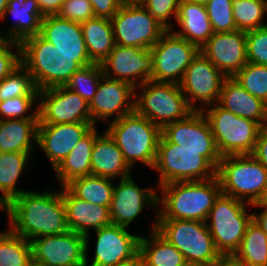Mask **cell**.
Masks as SVG:
<instances>
[{
	"mask_svg": "<svg viewBox=\"0 0 267 266\" xmlns=\"http://www.w3.org/2000/svg\"><path fill=\"white\" fill-rule=\"evenodd\" d=\"M8 214L9 230L26 240L69 231L62 188L58 192L24 191L4 208Z\"/></svg>",
	"mask_w": 267,
	"mask_h": 266,
	"instance_id": "6da1fadb",
	"label": "cell"
},
{
	"mask_svg": "<svg viewBox=\"0 0 267 266\" xmlns=\"http://www.w3.org/2000/svg\"><path fill=\"white\" fill-rule=\"evenodd\" d=\"M19 44L21 64L38 90L65 86L78 69L93 63L89 55L60 52L40 34L27 37Z\"/></svg>",
	"mask_w": 267,
	"mask_h": 266,
	"instance_id": "7a4b0ae2",
	"label": "cell"
},
{
	"mask_svg": "<svg viewBox=\"0 0 267 266\" xmlns=\"http://www.w3.org/2000/svg\"><path fill=\"white\" fill-rule=\"evenodd\" d=\"M161 209L156 219L196 220L206 222L215 200L221 192L216 177L204 181L173 182L159 186Z\"/></svg>",
	"mask_w": 267,
	"mask_h": 266,
	"instance_id": "3957f363",
	"label": "cell"
},
{
	"mask_svg": "<svg viewBox=\"0 0 267 266\" xmlns=\"http://www.w3.org/2000/svg\"><path fill=\"white\" fill-rule=\"evenodd\" d=\"M216 176L222 194L250 205L261 202L267 191V170L251 154L222 156Z\"/></svg>",
	"mask_w": 267,
	"mask_h": 266,
	"instance_id": "277c9868",
	"label": "cell"
},
{
	"mask_svg": "<svg viewBox=\"0 0 267 266\" xmlns=\"http://www.w3.org/2000/svg\"><path fill=\"white\" fill-rule=\"evenodd\" d=\"M132 168L139 161L153 169L161 129L136 111L111 121L106 129Z\"/></svg>",
	"mask_w": 267,
	"mask_h": 266,
	"instance_id": "5b68a950",
	"label": "cell"
},
{
	"mask_svg": "<svg viewBox=\"0 0 267 266\" xmlns=\"http://www.w3.org/2000/svg\"><path fill=\"white\" fill-rule=\"evenodd\" d=\"M156 230L176 247L187 263L214 266L217 251L206 222L196 220L156 219Z\"/></svg>",
	"mask_w": 267,
	"mask_h": 266,
	"instance_id": "8992f818",
	"label": "cell"
},
{
	"mask_svg": "<svg viewBox=\"0 0 267 266\" xmlns=\"http://www.w3.org/2000/svg\"><path fill=\"white\" fill-rule=\"evenodd\" d=\"M153 169L160 175L159 186L216 177V168L204 157V150L182 149L170 143L162 134Z\"/></svg>",
	"mask_w": 267,
	"mask_h": 266,
	"instance_id": "52a82bcc",
	"label": "cell"
},
{
	"mask_svg": "<svg viewBox=\"0 0 267 266\" xmlns=\"http://www.w3.org/2000/svg\"><path fill=\"white\" fill-rule=\"evenodd\" d=\"M135 111L161 130L168 124L185 119L193 110L188 106L180 84L152 80L135 88Z\"/></svg>",
	"mask_w": 267,
	"mask_h": 266,
	"instance_id": "ba28073f",
	"label": "cell"
},
{
	"mask_svg": "<svg viewBox=\"0 0 267 266\" xmlns=\"http://www.w3.org/2000/svg\"><path fill=\"white\" fill-rule=\"evenodd\" d=\"M246 205L250 206L222 193L215 200L206 224L221 255H234L238 250L252 220V213L246 212Z\"/></svg>",
	"mask_w": 267,
	"mask_h": 266,
	"instance_id": "9c48e42d",
	"label": "cell"
},
{
	"mask_svg": "<svg viewBox=\"0 0 267 266\" xmlns=\"http://www.w3.org/2000/svg\"><path fill=\"white\" fill-rule=\"evenodd\" d=\"M215 105L202 112L209 121L221 156L252 154L262 126Z\"/></svg>",
	"mask_w": 267,
	"mask_h": 266,
	"instance_id": "30bf717a",
	"label": "cell"
},
{
	"mask_svg": "<svg viewBox=\"0 0 267 266\" xmlns=\"http://www.w3.org/2000/svg\"><path fill=\"white\" fill-rule=\"evenodd\" d=\"M110 21L121 46L151 49L167 31L141 3L124 1Z\"/></svg>",
	"mask_w": 267,
	"mask_h": 266,
	"instance_id": "8fae6325",
	"label": "cell"
},
{
	"mask_svg": "<svg viewBox=\"0 0 267 266\" xmlns=\"http://www.w3.org/2000/svg\"><path fill=\"white\" fill-rule=\"evenodd\" d=\"M167 30L150 49L153 56L151 80L180 84L187 67L200 49L185 38Z\"/></svg>",
	"mask_w": 267,
	"mask_h": 266,
	"instance_id": "7c38bea8",
	"label": "cell"
},
{
	"mask_svg": "<svg viewBox=\"0 0 267 266\" xmlns=\"http://www.w3.org/2000/svg\"><path fill=\"white\" fill-rule=\"evenodd\" d=\"M161 134L182 149L204 150V157L217 169L222 156L202 111H193L185 119L166 125Z\"/></svg>",
	"mask_w": 267,
	"mask_h": 266,
	"instance_id": "4fadbf2b",
	"label": "cell"
},
{
	"mask_svg": "<svg viewBox=\"0 0 267 266\" xmlns=\"http://www.w3.org/2000/svg\"><path fill=\"white\" fill-rule=\"evenodd\" d=\"M33 262L42 266H86L85 236L67 231L30 241Z\"/></svg>",
	"mask_w": 267,
	"mask_h": 266,
	"instance_id": "5bb4252c",
	"label": "cell"
},
{
	"mask_svg": "<svg viewBox=\"0 0 267 266\" xmlns=\"http://www.w3.org/2000/svg\"><path fill=\"white\" fill-rule=\"evenodd\" d=\"M227 77L219 71L200 51L187 67L180 83L182 93L188 106L193 111H202L196 108V101L213 106L219 101L224 80ZM189 94V95H188ZM190 96V97H189ZM214 100V101H213Z\"/></svg>",
	"mask_w": 267,
	"mask_h": 266,
	"instance_id": "9a60e30c",
	"label": "cell"
},
{
	"mask_svg": "<svg viewBox=\"0 0 267 266\" xmlns=\"http://www.w3.org/2000/svg\"><path fill=\"white\" fill-rule=\"evenodd\" d=\"M38 124L93 123L89 103L65 86L39 90Z\"/></svg>",
	"mask_w": 267,
	"mask_h": 266,
	"instance_id": "2e32d148",
	"label": "cell"
},
{
	"mask_svg": "<svg viewBox=\"0 0 267 266\" xmlns=\"http://www.w3.org/2000/svg\"><path fill=\"white\" fill-rule=\"evenodd\" d=\"M101 66L106 77L136 88L151 80L153 56L150 49L115 44Z\"/></svg>",
	"mask_w": 267,
	"mask_h": 266,
	"instance_id": "e0dca14e",
	"label": "cell"
},
{
	"mask_svg": "<svg viewBox=\"0 0 267 266\" xmlns=\"http://www.w3.org/2000/svg\"><path fill=\"white\" fill-rule=\"evenodd\" d=\"M95 232L94 257L89 266H117L139 254L141 235L130 233L126 227L111 223ZM85 265L88 266V255Z\"/></svg>",
	"mask_w": 267,
	"mask_h": 266,
	"instance_id": "ac0fdd59",
	"label": "cell"
},
{
	"mask_svg": "<svg viewBox=\"0 0 267 266\" xmlns=\"http://www.w3.org/2000/svg\"><path fill=\"white\" fill-rule=\"evenodd\" d=\"M135 87L111 79L103 75L100 79L96 94L89 103V110L93 125L98 120L111 118L118 120L135 111Z\"/></svg>",
	"mask_w": 267,
	"mask_h": 266,
	"instance_id": "d6986e66",
	"label": "cell"
},
{
	"mask_svg": "<svg viewBox=\"0 0 267 266\" xmlns=\"http://www.w3.org/2000/svg\"><path fill=\"white\" fill-rule=\"evenodd\" d=\"M200 52L227 78L247 63L246 32L213 33Z\"/></svg>",
	"mask_w": 267,
	"mask_h": 266,
	"instance_id": "ffe728a7",
	"label": "cell"
},
{
	"mask_svg": "<svg viewBox=\"0 0 267 266\" xmlns=\"http://www.w3.org/2000/svg\"><path fill=\"white\" fill-rule=\"evenodd\" d=\"M109 207L112 224L129 227L142 212L144 206L158 207V196L153 188H140L132 176L117 180Z\"/></svg>",
	"mask_w": 267,
	"mask_h": 266,
	"instance_id": "44dd1931",
	"label": "cell"
},
{
	"mask_svg": "<svg viewBox=\"0 0 267 266\" xmlns=\"http://www.w3.org/2000/svg\"><path fill=\"white\" fill-rule=\"evenodd\" d=\"M93 123L38 124L37 144L55 169L92 128Z\"/></svg>",
	"mask_w": 267,
	"mask_h": 266,
	"instance_id": "7402d4cb",
	"label": "cell"
},
{
	"mask_svg": "<svg viewBox=\"0 0 267 266\" xmlns=\"http://www.w3.org/2000/svg\"><path fill=\"white\" fill-rule=\"evenodd\" d=\"M62 199L65 205L68 228L70 231L85 236L87 255L90 228L96 231L112 223L109 207L81 200L74 196L66 187H62Z\"/></svg>",
	"mask_w": 267,
	"mask_h": 266,
	"instance_id": "603a6c76",
	"label": "cell"
},
{
	"mask_svg": "<svg viewBox=\"0 0 267 266\" xmlns=\"http://www.w3.org/2000/svg\"><path fill=\"white\" fill-rule=\"evenodd\" d=\"M40 35L65 54L89 55L80 23L57 15L42 19Z\"/></svg>",
	"mask_w": 267,
	"mask_h": 266,
	"instance_id": "cb8c5ba5",
	"label": "cell"
},
{
	"mask_svg": "<svg viewBox=\"0 0 267 266\" xmlns=\"http://www.w3.org/2000/svg\"><path fill=\"white\" fill-rule=\"evenodd\" d=\"M131 169L106 130L96 136L91 155V175L122 179L131 175Z\"/></svg>",
	"mask_w": 267,
	"mask_h": 266,
	"instance_id": "d4e9b609",
	"label": "cell"
},
{
	"mask_svg": "<svg viewBox=\"0 0 267 266\" xmlns=\"http://www.w3.org/2000/svg\"><path fill=\"white\" fill-rule=\"evenodd\" d=\"M176 22L181 31L174 33L195 44L199 49L214 33L205 5L189 0L180 1Z\"/></svg>",
	"mask_w": 267,
	"mask_h": 266,
	"instance_id": "484cf974",
	"label": "cell"
},
{
	"mask_svg": "<svg viewBox=\"0 0 267 266\" xmlns=\"http://www.w3.org/2000/svg\"><path fill=\"white\" fill-rule=\"evenodd\" d=\"M10 13L15 17L12 27L4 34L8 41L20 43L27 37L40 34L41 22L45 17L39 8L37 0H8L1 20Z\"/></svg>",
	"mask_w": 267,
	"mask_h": 266,
	"instance_id": "4316f807",
	"label": "cell"
},
{
	"mask_svg": "<svg viewBox=\"0 0 267 266\" xmlns=\"http://www.w3.org/2000/svg\"><path fill=\"white\" fill-rule=\"evenodd\" d=\"M218 104L239 117L258 122L263 127L265 103L251 95L233 78L224 80Z\"/></svg>",
	"mask_w": 267,
	"mask_h": 266,
	"instance_id": "83f0119b",
	"label": "cell"
},
{
	"mask_svg": "<svg viewBox=\"0 0 267 266\" xmlns=\"http://www.w3.org/2000/svg\"><path fill=\"white\" fill-rule=\"evenodd\" d=\"M95 126L81 139L67 157L54 169L56 178L65 187L71 181L91 175V155L95 138Z\"/></svg>",
	"mask_w": 267,
	"mask_h": 266,
	"instance_id": "f1b7e54d",
	"label": "cell"
},
{
	"mask_svg": "<svg viewBox=\"0 0 267 266\" xmlns=\"http://www.w3.org/2000/svg\"><path fill=\"white\" fill-rule=\"evenodd\" d=\"M39 119L0 120V153L34 151L33 143H37V127Z\"/></svg>",
	"mask_w": 267,
	"mask_h": 266,
	"instance_id": "f546056e",
	"label": "cell"
},
{
	"mask_svg": "<svg viewBox=\"0 0 267 266\" xmlns=\"http://www.w3.org/2000/svg\"><path fill=\"white\" fill-rule=\"evenodd\" d=\"M153 222L150 238L141 236L139 254L144 266H184L187 262L183 254L156 230Z\"/></svg>",
	"mask_w": 267,
	"mask_h": 266,
	"instance_id": "4dcf8cb0",
	"label": "cell"
},
{
	"mask_svg": "<svg viewBox=\"0 0 267 266\" xmlns=\"http://www.w3.org/2000/svg\"><path fill=\"white\" fill-rule=\"evenodd\" d=\"M80 25L90 60L93 63L102 64L115 46L111 21L93 17Z\"/></svg>",
	"mask_w": 267,
	"mask_h": 266,
	"instance_id": "1f68e13d",
	"label": "cell"
},
{
	"mask_svg": "<svg viewBox=\"0 0 267 266\" xmlns=\"http://www.w3.org/2000/svg\"><path fill=\"white\" fill-rule=\"evenodd\" d=\"M31 153L5 152L0 153V202L6 206L22 192L16 183L28 165Z\"/></svg>",
	"mask_w": 267,
	"mask_h": 266,
	"instance_id": "d6a6232c",
	"label": "cell"
},
{
	"mask_svg": "<svg viewBox=\"0 0 267 266\" xmlns=\"http://www.w3.org/2000/svg\"><path fill=\"white\" fill-rule=\"evenodd\" d=\"M112 180L107 177L87 175L74 179L65 187L81 200L110 207L114 192Z\"/></svg>",
	"mask_w": 267,
	"mask_h": 266,
	"instance_id": "836d02e7",
	"label": "cell"
},
{
	"mask_svg": "<svg viewBox=\"0 0 267 266\" xmlns=\"http://www.w3.org/2000/svg\"><path fill=\"white\" fill-rule=\"evenodd\" d=\"M234 256L246 266H267V235L253 220Z\"/></svg>",
	"mask_w": 267,
	"mask_h": 266,
	"instance_id": "e575fe53",
	"label": "cell"
},
{
	"mask_svg": "<svg viewBox=\"0 0 267 266\" xmlns=\"http://www.w3.org/2000/svg\"><path fill=\"white\" fill-rule=\"evenodd\" d=\"M33 262L31 242L9 229L0 233V266H29Z\"/></svg>",
	"mask_w": 267,
	"mask_h": 266,
	"instance_id": "d590c367",
	"label": "cell"
},
{
	"mask_svg": "<svg viewBox=\"0 0 267 266\" xmlns=\"http://www.w3.org/2000/svg\"><path fill=\"white\" fill-rule=\"evenodd\" d=\"M233 17L237 30L250 31L267 26V0H232Z\"/></svg>",
	"mask_w": 267,
	"mask_h": 266,
	"instance_id": "8d00e7d4",
	"label": "cell"
},
{
	"mask_svg": "<svg viewBox=\"0 0 267 266\" xmlns=\"http://www.w3.org/2000/svg\"><path fill=\"white\" fill-rule=\"evenodd\" d=\"M20 96H39L32 76L22 64L0 81V101Z\"/></svg>",
	"mask_w": 267,
	"mask_h": 266,
	"instance_id": "74e56055",
	"label": "cell"
},
{
	"mask_svg": "<svg viewBox=\"0 0 267 266\" xmlns=\"http://www.w3.org/2000/svg\"><path fill=\"white\" fill-rule=\"evenodd\" d=\"M104 75L101 64L92 63L78 69L65 87L77 93L88 103L96 94L101 77Z\"/></svg>",
	"mask_w": 267,
	"mask_h": 266,
	"instance_id": "f35d334b",
	"label": "cell"
},
{
	"mask_svg": "<svg viewBox=\"0 0 267 266\" xmlns=\"http://www.w3.org/2000/svg\"><path fill=\"white\" fill-rule=\"evenodd\" d=\"M232 78L251 95L267 102V66L247 62Z\"/></svg>",
	"mask_w": 267,
	"mask_h": 266,
	"instance_id": "ab89813d",
	"label": "cell"
},
{
	"mask_svg": "<svg viewBox=\"0 0 267 266\" xmlns=\"http://www.w3.org/2000/svg\"><path fill=\"white\" fill-rule=\"evenodd\" d=\"M205 7L214 33L237 30L233 17L232 0H210Z\"/></svg>",
	"mask_w": 267,
	"mask_h": 266,
	"instance_id": "60d3db41",
	"label": "cell"
},
{
	"mask_svg": "<svg viewBox=\"0 0 267 266\" xmlns=\"http://www.w3.org/2000/svg\"><path fill=\"white\" fill-rule=\"evenodd\" d=\"M39 96H20L12 99H6L0 101V120H11V119H39L38 107L29 113L32 108L34 101L38 100ZM26 113H29L25 115ZM5 117V118H4Z\"/></svg>",
	"mask_w": 267,
	"mask_h": 266,
	"instance_id": "b9f144b4",
	"label": "cell"
},
{
	"mask_svg": "<svg viewBox=\"0 0 267 266\" xmlns=\"http://www.w3.org/2000/svg\"><path fill=\"white\" fill-rule=\"evenodd\" d=\"M247 62L267 66V26L246 32Z\"/></svg>",
	"mask_w": 267,
	"mask_h": 266,
	"instance_id": "7bdbcfd3",
	"label": "cell"
},
{
	"mask_svg": "<svg viewBox=\"0 0 267 266\" xmlns=\"http://www.w3.org/2000/svg\"><path fill=\"white\" fill-rule=\"evenodd\" d=\"M180 1L181 0H142L140 3L167 30H172L174 27L168 20L173 16H175L176 19Z\"/></svg>",
	"mask_w": 267,
	"mask_h": 266,
	"instance_id": "ee69618b",
	"label": "cell"
},
{
	"mask_svg": "<svg viewBox=\"0 0 267 266\" xmlns=\"http://www.w3.org/2000/svg\"><path fill=\"white\" fill-rule=\"evenodd\" d=\"M57 16L78 23L95 17L89 0H64Z\"/></svg>",
	"mask_w": 267,
	"mask_h": 266,
	"instance_id": "f6af8a7d",
	"label": "cell"
},
{
	"mask_svg": "<svg viewBox=\"0 0 267 266\" xmlns=\"http://www.w3.org/2000/svg\"><path fill=\"white\" fill-rule=\"evenodd\" d=\"M12 47H16L17 53L12 51ZM20 64V44L18 42L8 41L3 35H0V81Z\"/></svg>",
	"mask_w": 267,
	"mask_h": 266,
	"instance_id": "bcb514c9",
	"label": "cell"
},
{
	"mask_svg": "<svg viewBox=\"0 0 267 266\" xmlns=\"http://www.w3.org/2000/svg\"><path fill=\"white\" fill-rule=\"evenodd\" d=\"M95 17L111 20L124 3V0H89Z\"/></svg>",
	"mask_w": 267,
	"mask_h": 266,
	"instance_id": "7dc6e473",
	"label": "cell"
},
{
	"mask_svg": "<svg viewBox=\"0 0 267 266\" xmlns=\"http://www.w3.org/2000/svg\"><path fill=\"white\" fill-rule=\"evenodd\" d=\"M267 170V130L262 129L257 137L256 146L251 154Z\"/></svg>",
	"mask_w": 267,
	"mask_h": 266,
	"instance_id": "c3c4849f",
	"label": "cell"
},
{
	"mask_svg": "<svg viewBox=\"0 0 267 266\" xmlns=\"http://www.w3.org/2000/svg\"><path fill=\"white\" fill-rule=\"evenodd\" d=\"M64 0H37L44 16L57 15Z\"/></svg>",
	"mask_w": 267,
	"mask_h": 266,
	"instance_id": "681fc988",
	"label": "cell"
},
{
	"mask_svg": "<svg viewBox=\"0 0 267 266\" xmlns=\"http://www.w3.org/2000/svg\"><path fill=\"white\" fill-rule=\"evenodd\" d=\"M251 206L262 208L261 212L258 214L252 213V220L263 230L267 235V206L262 202L253 204Z\"/></svg>",
	"mask_w": 267,
	"mask_h": 266,
	"instance_id": "f907efd6",
	"label": "cell"
},
{
	"mask_svg": "<svg viewBox=\"0 0 267 266\" xmlns=\"http://www.w3.org/2000/svg\"><path fill=\"white\" fill-rule=\"evenodd\" d=\"M214 266H246L241 260L234 255H221Z\"/></svg>",
	"mask_w": 267,
	"mask_h": 266,
	"instance_id": "816d5d0a",
	"label": "cell"
},
{
	"mask_svg": "<svg viewBox=\"0 0 267 266\" xmlns=\"http://www.w3.org/2000/svg\"><path fill=\"white\" fill-rule=\"evenodd\" d=\"M117 266H144V262L140 254H138L135 258L128 260L126 262H123Z\"/></svg>",
	"mask_w": 267,
	"mask_h": 266,
	"instance_id": "f5cc1de1",
	"label": "cell"
},
{
	"mask_svg": "<svg viewBox=\"0 0 267 266\" xmlns=\"http://www.w3.org/2000/svg\"><path fill=\"white\" fill-rule=\"evenodd\" d=\"M8 0H0V20L3 16V13L7 7Z\"/></svg>",
	"mask_w": 267,
	"mask_h": 266,
	"instance_id": "db71d44e",
	"label": "cell"
},
{
	"mask_svg": "<svg viewBox=\"0 0 267 266\" xmlns=\"http://www.w3.org/2000/svg\"><path fill=\"white\" fill-rule=\"evenodd\" d=\"M262 129L267 130V102H265L264 120Z\"/></svg>",
	"mask_w": 267,
	"mask_h": 266,
	"instance_id": "11a10c76",
	"label": "cell"
},
{
	"mask_svg": "<svg viewBox=\"0 0 267 266\" xmlns=\"http://www.w3.org/2000/svg\"><path fill=\"white\" fill-rule=\"evenodd\" d=\"M189 1H192V2H195L197 4H201V5H205L210 1V0H189Z\"/></svg>",
	"mask_w": 267,
	"mask_h": 266,
	"instance_id": "9f6ffc18",
	"label": "cell"
},
{
	"mask_svg": "<svg viewBox=\"0 0 267 266\" xmlns=\"http://www.w3.org/2000/svg\"><path fill=\"white\" fill-rule=\"evenodd\" d=\"M261 202L267 206V191L265 193V196L263 197V199L261 200Z\"/></svg>",
	"mask_w": 267,
	"mask_h": 266,
	"instance_id": "6f0895ef",
	"label": "cell"
},
{
	"mask_svg": "<svg viewBox=\"0 0 267 266\" xmlns=\"http://www.w3.org/2000/svg\"><path fill=\"white\" fill-rule=\"evenodd\" d=\"M125 2L140 3L142 0H124Z\"/></svg>",
	"mask_w": 267,
	"mask_h": 266,
	"instance_id": "680465c9",
	"label": "cell"
},
{
	"mask_svg": "<svg viewBox=\"0 0 267 266\" xmlns=\"http://www.w3.org/2000/svg\"><path fill=\"white\" fill-rule=\"evenodd\" d=\"M29 266H42L41 264H37L35 262H32Z\"/></svg>",
	"mask_w": 267,
	"mask_h": 266,
	"instance_id": "91938a15",
	"label": "cell"
},
{
	"mask_svg": "<svg viewBox=\"0 0 267 266\" xmlns=\"http://www.w3.org/2000/svg\"><path fill=\"white\" fill-rule=\"evenodd\" d=\"M184 266H199V265L186 263Z\"/></svg>",
	"mask_w": 267,
	"mask_h": 266,
	"instance_id": "94428289",
	"label": "cell"
},
{
	"mask_svg": "<svg viewBox=\"0 0 267 266\" xmlns=\"http://www.w3.org/2000/svg\"><path fill=\"white\" fill-rule=\"evenodd\" d=\"M5 208V206L0 202V210L2 209H4Z\"/></svg>",
	"mask_w": 267,
	"mask_h": 266,
	"instance_id": "6125c7cd",
	"label": "cell"
}]
</instances>
